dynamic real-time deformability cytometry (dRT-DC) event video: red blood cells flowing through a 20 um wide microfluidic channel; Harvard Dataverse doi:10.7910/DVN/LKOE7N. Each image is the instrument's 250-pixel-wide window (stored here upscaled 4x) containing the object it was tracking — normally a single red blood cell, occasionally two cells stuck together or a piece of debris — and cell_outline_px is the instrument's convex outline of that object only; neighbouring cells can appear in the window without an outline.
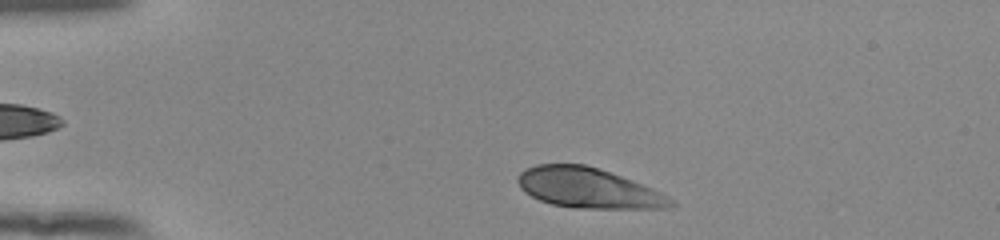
{"species": "human", "species_latin": "Homo sapiens", "temperature_condition": "room temperature", "stored_images_in_passage": 39, "camera_frame_rate_fps": 3000, "um_per_image_px": 0.085, "donor": {"sex": "female"}, "frame": {"image": 1, "passage_image": 3, "time_ms": 0.667, "image_size_px": [1000, 240], "cell_outline_px": [[676, 204], [672, 208], [572, 208], [552, 204], [540, 200], [524, 192], [520, 188], [516, 180], [516, 176], [520, 172], [536, 164], [584, 164], [632, 180], [652, 188], [668, 196]], "centroid_in_image_um": [49.98, 15.99], "position_along_channel_um": 35.0, "area_um2": 35.66}}
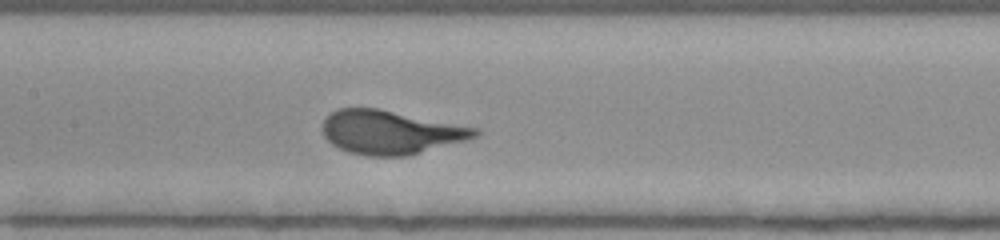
{"frame": {"image": 2, "passage_image": 18, "time_ms": 5.667, "image_size_px": [1000, 240], "cell_outline_px": [[480, 132], [476, 136], [468, 140], [408, 156], [368, 156], [348, 152], [332, 144], [324, 136], [320, 128], [324, 120], [336, 108], [380, 108], [480, 128]], "centroid_in_image_um": [33.21, 11.23], "position_along_channel_um": 174.2, "area_um2": 39.3}}
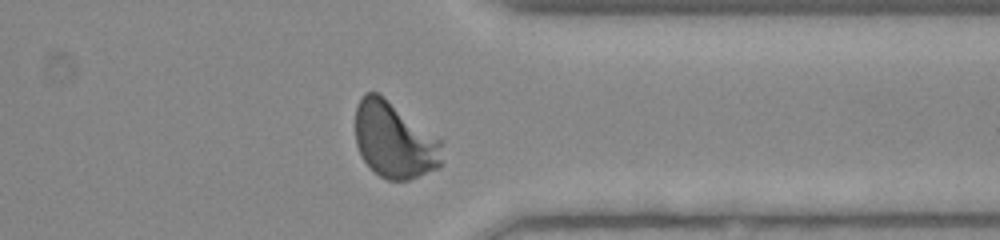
{"frame": {"image": 3, "passage_image": 34, "time_ms": 11.0, "image_size_px": [1000, 240], "cell_outline_px": [[444, 164], [436, 168], [408, 180], [388, 180], [380, 176], [364, 160], [356, 144], [356, 104], [360, 96], [364, 92], [376, 92], [384, 96], [444, 140]], "centroid_in_image_um": [33.58, 11.88], "position_along_channel_um": 377.8, "area_um2": 39.13}, "authors_computed_cell_mechanics": {"area_um2": 37.7434, "velocity_mm_per_s": 3.8708, "shape_relaxation_time_tau1_ms": 2.3491, "shape_relaxation_time_tau2_ms": null, "deformation_change_tau1": 0.1591, "deformation_change_tau2": null}}